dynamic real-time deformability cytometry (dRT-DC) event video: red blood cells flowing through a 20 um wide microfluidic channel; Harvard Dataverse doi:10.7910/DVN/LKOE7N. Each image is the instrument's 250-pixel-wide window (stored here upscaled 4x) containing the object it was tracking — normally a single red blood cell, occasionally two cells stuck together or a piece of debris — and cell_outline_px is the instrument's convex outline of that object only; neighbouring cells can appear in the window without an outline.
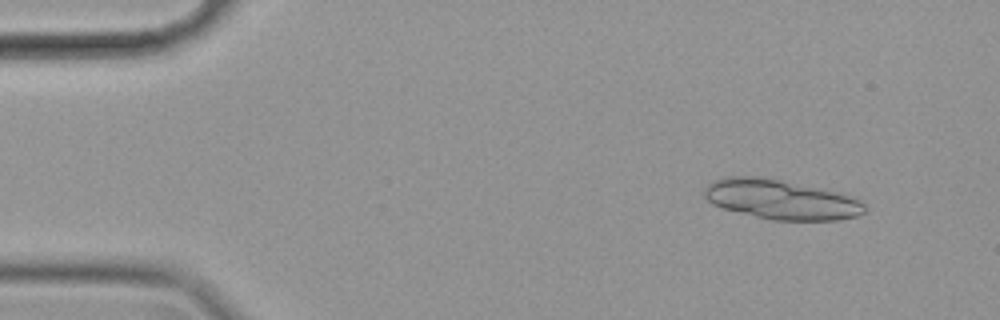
{"species": "common noctule bat (a hibernating species)", "species_latin": "Nyctalus noctula", "temperature_condition": "cold", "stored_images_in_passage": 56, "segment_of_instrument_passage": [1, 2], "camera_frame_rate_fps": 3000, "um_per_image_px": 0.085, "animal": {"sex": "female", "body_mass_g": 19.9}, "frame": {"image": 1, "passage_image": 5, "time_ms": 1.333, "image_size_px": [1000, 320], "cell_outline_px": [[864, 212], [856, 216], [840, 220], [772, 220], [720, 208], [712, 204], [704, 196], [704, 188], [712, 180], [724, 176], [764, 176], [860, 196], [864, 204]], "centroid_in_image_um": [66.4, 16.94], "position_along_channel_um": 18.6, "area_um2": 37.8}}